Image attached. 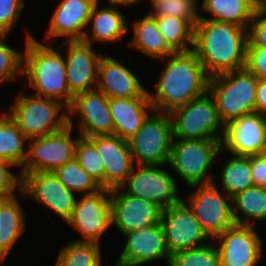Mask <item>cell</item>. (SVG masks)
<instances>
[{"instance_id":"obj_26","label":"cell","mask_w":266,"mask_h":266,"mask_svg":"<svg viewBox=\"0 0 266 266\" xmlns=\"http://www.w3.org/2000/svg\"><path fill=\"white\" fill-rule=\"evenodd\" d=\"M18 195L0 200V262L4 263L13 246L16 245L26 229V218Z\"/></svg>"},{"instance_id":"obj_14","label":"cell","mask_w":266,"mask_h":266,"mask_svg":"<svg viewBox=\"0 0 266 266\" xmlns=\"http://www.w3.org/2000/svg\"><path fill=\"white\" fill-rule=\"evenodd\" d=\"M67 110L68 125L74 128L73 118H75L78 135L91 138L98 135L114 134L109 98L101 91L94 89L75 95Z\"/></svg>"},{"instance_id":"obj_5","label":"cell","mask_w":266,"mask_h":266,"mask_svg":"<svg viewBox=\"0 0 266 266\" xmlns=\"http://www.w3.org/2000/svg\"><path fill=\"white\" fill-rule=\"evenodd\" d=\"M257 82L258 79L246 68L210 77L208 91L224 125L255 112Z\"/></svg>"},{"instance_id":"obj_3","label":"cell","mask_w":266,"mask_h":266,"mask_svg":"<svg viewBox=\"0 0 266 266\" xmlns=\"http://www.w3.org/2000/svg\"><path fill=\"white\" fill-rule=\"evenodd\" d=\"M23 50V76L32 94L60 101L67 108L73 96L69 92L63 47L39 41L26 32ZM63 52V53H62Z\"/></svg>"},{"instance_id":"obj_17","label":"cell","mask_w":266,"mask_h":266,"mask_svg":"<svg viewBox=\"0 0 266 266\" xmlns=\"http://www.w3.org/2000/svg\"><path fill=\"white\" fill-rule=\"evenodd\" d=\"M122 236L126 239L123 251L114 266H141L159 260L170 262L164 231L161 223L130 231Z\"/></svg>"},{"instance_id":"obj_44","label":"cell","mask_w":266,"mask_h":266,"mask_svg":"<svg viewBox=\"0 0 266 266\" xmlns=\"http://www.w3.org/2000/svg\"><path fill=\"white\" fill-rule=\"evenodd\" d=\"M255 112L266 115V79L257 82Z\"/></svg>"},{"instance_id":"obj_8","label":"cell","mask_w":266,"mask_h":266,"mask_svg":"<svg viewBox=\"0 0 266 266\" xmlns=\"http://www.w3.org/2000/svg\"><path fill=\"white\" fill-rule=\"evenodd\" d=\"M172 141L169 113L156 111L127 140L134 165H168Z\"/></svg>"},{"instance_id":"obj_2","label":"cell","mask_w":266,"mask_h":266,"mask_svg":"<svg viewBox=\"0 0 266 266\" xmlns=\"http://www.w3.org/2000/svg\"><path fill=\"white\" fill-rule=\"evenodd\" d=\"M165 62L149 99L156 112L169 113L208 91L210 77L193 50L174 52L160 59Z\"/></svg>"},{"instance_id":"obj_46","label":"cell","mask_w":266,"mask_h":266,"mask_svg":"<svg viewBox=\"0 0 266 266\" xmlns=\"http://www.w3.org/2000/svg\"><path fill=\"white\" fill-rule=\"evenodd\" d=\"M9 117V111H0V124L7 118Z\"/></svg>"},{"instance_id":"obj_37","label":"cell","mask_w":266,"mask_h":266,"mask_svg":"<svg viewBox=\"0 0 266 266\" xmlns=\"http://www.w3.org/2000/svg\"><path fill=\"white\" fill-rule=\"evenodd\" d=\"M198 0H161L150 3L152 17L174 16L189 21L194 27L200 20Z\"/></svg>"},{"instance_id":"obj_35","label":"cell","mask_w":266,"mask_h":266,"mask_svg":"<svg viewBox=\"0 0 266 266\" xmlns=\"http://www.w3.org/2000/svg\"><path fill=\"white\" fill-rule=\"evenodd\" d=\"M168 266H221L218 247L211 241L204 246L177 251L171 254Z\"/></svg>"},{"instance_id":"obj_22","label":"cell","mask_w":266,"mask_h":266,"mask_svg":"<svg viewBox=\"0 0 266 266\" xmlns=\"http://www.w3.org/2000/svg\"><path fill=\"white\" fill-rule=\"evenodd\" d=\"M127 65L103 55L98 64L96 89L108 98L149 97L148 89Z\"/></svg>"},{"instance_id":"obj_42","label":"cell","mask_w":266,"mask_h":266,"mask_svg":"<svg viewBox=\"0 0 266 266\" xmlns=\"http://www.w3.org/2000/svg\"><path fill=\"white\" fill-rule=\"evenodd\" d=\"M245 68L258 79H266V48L247 47Z\"/></svg>"},{"instance_id":"obj_15","label":"cell","mask_w":266,"mask_h":266,"mask_svg":"<svg viewBox=\"0 0 266 266\" xmlns=\"http://www.w3.org/2000/svg\"><path fill=\"white\" fill-rule=\"evenodd\" d=\"M160 223L170 255L177 251L204 246L213 241L183 200L162 210Z\"/></svg>"},{"instance_id":"obj_18","label":"cell","mask_w":266,"mask_h":266,"mask_svg":"<svg viewBox=\"0 0 266 266\" xmlns=\"http://www.w3.org/2000/svg\"><path fill=\"white\" fill-rule=\"evenodd\" d=\"M222 152L236 156H254L266 151V115H243L225 125Z\"/></svg>"},{"instance_id":"obj_33","label":"cell","mask_w":266,"mask_h":266,"mask_svg":"<svg viewBox=\"0 0 266 266\" xmlns=\"http://www.w3.org/2000/svg\"><path fill=\"white\" fill-rule=\"evenodd\" d=\"M54 266H103L101 246L73 240L61 247Z\"/></svg>"},{"instance_id":"obj_4","label":"cell","mask_w":266,"mask_h":266,"mask_svg":"<svg viewBox=\"0 0 266 266\" xmlns=\"http://www.w3.org/2000/svg\"><path fill=\"white\" fill-rule=\"evenodd\" d=\"M26 93H18L8 111L28 140L60 131L68 125V110L60 101Z\"/></svg>"},{"instance_id":"obj_40","label":"cell","mask_w":266,"mask_h":266,"mask_svg":"<svg viewBox=\"0 0 266 266\" xmlns=\"http://www.w3.org/2000/svg\"><path fill=\"white\" fill-rule=\"evenodd\" d=\"M12 167H15L13 163L0 159V200L15 197L21 192L22 177L20 172L11 171Z\"/></svg>"},{"instance_id":"obj_47","label":"cell","mask_w":266,"mask_h":266,"mask_svg":"<svg viewBox=\"0 0 266 266\" xmlns=\"http://www.w3.org/2000/svg\"><path fill=\"white\" fill-rule=\"evenodd\" d=\"M259 5H263L265 2H266V0H255Z\"/></svg>"},{"instance_id":"obj_10","label":"cell","mask_w":266,"mask_h":266,"mask_svg":"<svg viewBox=\"0 0 266 266\" xmlns=\"http://www.w3.org/2000/svg\"><path fill=\"white\" fill-rule=\"evenodd\" d=\"M165 167L168 165H134L119 188L125 194L156 204L161 210L175 205L182 201V196L175 176Z\"/></svg>"},{"instance_id":"obj_32","label":"cell","mask_w":266,"mask_h":266,"mask_svg":"<svg viewBox=\"0 0 266 266\" xmlns=\"http://www.w3.org/2000/svg\"><path fill=\"white\" fill-rule=\"evenodd\" d=\"M27 143L28 139L10 117L0 124V159L20 169L26 160Z\"/></svg>"},{"instance_id":"obj_45","label":"cell","mask_w":266,"mask_h":266,"mask_svg":"<svg viewBox=\"0 0 266 266\" xmlns=\"http://www.w3.org/2000/svg\"><path fill=\"white\" fill-rule=\"evenodd\" d=\"M108 3L114 4L116 6H122L124 8H128L129 6L138 5L141 1L144 0H106Z\"/></svg>"},{"instance_id":"obj_12","label":"cell","mask_w":266,"mask_h":266,"mask_svg":"<svg viewBox=\"0 0 266 266\" xmlns=\"http://www.w3.org/2000/svg\"><path fill=\"white\" fill-rule=\"evenodd\" d=\"M59 181L54 172H29L22 176V198H30L66 222L72 217L78 196Z\"/></svg>"},{"instance_id":"obj_11","label":"cell","mask_w":266,"mask_h":266,"mask_svg":"<svg viewBox=\"0 0 266 266\" xmlns=\"http://www.w3.org/2000/svg\"><path fill=\"white\" fill-rule=\"evenodd\" d=\"M73 127L28 140L27 156L20 170L21 177L29 172H54L75 158V147L80 137H72Z\"/></svg>"},{"instance_id":"obj_23","label":"cell","mask_w":266,"mask_h":266,"mask_svg":"<svg viewBox=\"0 0 266 266\" xmlns=\"http://www.w3.org/2000/svg\"><path fill=\"white\" fill-rule=\"evenodd\" d=\"M89 139L95 144L105 165V189L119 188L134 167L127 140L115 134L98 135Z\"/></svg>"},{"instance_id":"obj_21","label":"cell","mask_w":266,"mask_h":266,"mask_svg":"<svg viewBox=\"0 0 266 266\" xmlns=\"http://www.w3.org/2000/svg\"><path fill=\"white\" fill-rule=\"evenodd\" d=\"M97 1L61 0L50 16L44 43L54 44L58 37L65 38V41L83 40L92 8Z\"/></svg>"},{"instance_id":"obj_25","label":"cell","mask_w":266,"mask_h":266,"mask_svg":"<svg viewBox=\"0 0 266 266\" xmlns=\"http://www.w3.org/2000/svg\"><path fill=\"white\" fill-rule=\"evenodd\" d=\"M114 134L128 140L155 111L149 97L109 98Z\"/></svg>"},{"instance_id":"obj_20","label":"cell","mask_w":266,"mask_h":266,"mask_svg":"<svg viewBox=\"0 0 266 266\" xmlns=\"http://www.w3.org/2000/svg\"><path fill=\"white\" fill-rule=\"evenodd\" d=\"M162 210L143 198L125 194L120 188L111 190V219L120 234L160 223Z\"/></svg>"},{"instance_id":"obj_31","label":"cell","mask_w":266,"mask_h":266,"mask_svg":"<svg viewBox=\"0 0 266 266\" xmlns=\"http://www.w3.org/2000/svg\"><path fill=\"white\" fill-rule=\"evenodd\" d=\"M154 18L165 42L174 52L193 50L194 26L189 21L174 16Z\"/></svg>"},{"instance_id":"obj_36","label":"cell","mask_w":266,"mask_h":266,"mask_svg":"<svg viewBox=\"0 0 266 266\" xmlns=\"http://www.w3.org/2000/svg\"><path fill=\"white\" fill-rule=\"evenodd\" d=\"M75 158L79 165L105 189V165L95 144L80 136L75 147Z\"/></svg>"},{"instance_id":"obj_34","label":"cell","mask_w":266,"mask_h":266,"mask_svg":"<svg viewBox=\"0 0 266 266\" xmlns=\"http://www.w3.org/2000/svg\"><path fill=\"white\" fill-rule=\"evenodd\" d=\"M54 174L61 183L76 195L78 193V195H90L103 189L96 179L79 165L76 158L57 168Z\"/></svg>"},{"instance_id":"obj_16","label":"cell","mask_w":266,"mask_h":266,"mask_svg":"<svg viewBox=\"0 0 266 266\" xmlns=\"http://www.w3.org/2000/svg\"><path fill=\"white\" fill-rule=\"evenodd\" d=\"M221 266H257L263 255V241L255 225L234 224L214 240Z\"/></svg>"},{"instance_id":"obj_39","label":"cell","mask_w":266,"mask_h":266,"mask_svg":"<svg viewBox=\"0 0 266 266\" xmlns=\"http://www.w3.org/2000/svg\"><path fill=\"white\" fill-rule=\"evenodd\" d=\"M25 0H0V35H10L19 23Z\"/></svg>"},{"instance_id":"obj_29","label":"cell","mask_w":266,"mask_h":266,"mask_svg":"<svg viewBox=\"0 0 266 266\" xmlns=\"http://www.w3.org/2000/svg\"><path fill=\"white\" fill-rule=\"evenodd\" d=\"M232 206L235 224L256 226L257 222H265L266 188L260 186L246 188L232 197Z\"/></svg>"},{"instance_id":"obj_9","label":"cell","mask_w":266,"mask_h":266,"mask_svg":"<svg viewBox=\"0 0 266 266\" xmlns=\"http://www.w3.org/2000/svg\"><path fill=\"white\" fill-rule=\"evenodd\" d=\"M218 187L215 180L193 185L189 196L182 199L212 240L235 224L232 198Z\"/></svg>"},{"instance_id":"obj_43","label":"cell","mask_w":266,"mask_h":266,"mask_svg":"<svg viewBox=\"0 0 266 266\" xmlns=\"http://www.w3.org/2000/svg\"><path fill=\"white\" fill-rule=\"evenodd\" d=\"M250 168L254 186L266 188V153L250 156Z\"/></svg>"},{"instance_id":"obj_48","label":"cell","mask_w":266,"mask_h":266,"mask_svg":"<svg viewBox=\"0 0 266 266\" xmlns=\"http://www.w3.org/2000/svg\"><path fill=\"white\" fill-rule=\"evenodd\" d=\"M158 1H161V0H150L149 3H155V2H158Z\"/></svg>"},{"instance_id":"obj_41","label":"cell","mask_w":266,"mask_h":266,"mask_svg":"<svg viewBox=\"0 0 266 266\" xmlns=\"http://www.w3.org/2000/svg\"><path fill=\"white\" fill-rule=\"evenodd\" d=\"M247 47L266 48V7L259 5L248 26Z\"/></svg>"},{"instance_id":"obj_19","label":"cell","mask_w":266,"mask_h":266,"mask_svg":"<svg viewBox=\"0 0 266 266\" xmlns=\"http://www.w3.org/2000/svg\"><path fill=\"white\" fill-rule=\"evenodd\" d=\"M61 45L59 44V47L66 48V51H63L66 53L64 56L70 94L74 97L96 89L98 64L102 53H97L93 49L94 45L83 40L63 41Z\"/></svg>"},{"instance_id":"obj_13","label":"cell","mask_w":266,"mask_h":266,"mask_svg":"<svg viewBox=\"0 0 266 266\" xmlns=\"http://www.w3.org/2000/svg\"><path fill=\"white\" fill-rule=\"evenodd\" d=\"M67 224L82 237L75 241L100 244L102 235L112 228L111 190L102 189L90 195H78L73 215Z\"/></svg>"},{"instance_id":"obj_24","label":"cell","mask_w":266,"mask_h":266,"mask_svg":"<svg viewBox=\"0 0 266 266\" xmlns=\"http://www.w3.org/2000/svg\"><path fill=\"white\" fill-rule=\"evenodd\" d=\"M99 2L101 1L98 0L92 8L88 23L90 28L87 27L83 41L91 45L94 42L101 45L119 43L129 33L131 24L121 12V7L111 3L100 7Z\"/></svg>"},{"instance_id":"obj_38","label":"cell","mask_w":266,"mask_h":266,"mask_svg":"<svg viewBox=\"0 0 266 266\" xmlns=\"http://www.w3.org/2000/svg\"><path fill=\"white\" fill-rule=\"evenodd\" d=\"M9 35H0V86L17 81L23 76V50L8 44Z\"/></svg>"},{"instance_id":"obj_6","label":"cell","mask_w":266,"mask_h":266,"mask_svg":"<svg viewBox=\"0 0 266 266\" xmlns=\"http://www.w3.org/2000/svg\"><path fill=\"white\" fill-rule=\"evenodd\" d=\"M221 141L173 139L168 167L188 187L214 182L211 169L222 154Z\"/></svg>"},{"instance_id":"obj_1","label":"cell","mask_w":266,"mask_h":266,"mask_svg":"<svg viewBox=\"0 0 266 266\" xmlns=\"http://www.w3.org/2000/svg\"><path fill=\"white\" fill-rule=\"evenodd\" d=\"M248 28L230 21L200 19L194 27L193 51L209 77L246 65Z\"/></svg>"},{"instance_id":"obj_28","label":"cell","mask_w":266,"mask_h":266,"mask_svg":"<svg viewBox=\"0 0 266 266\" xmlns=\"http://www.w3.org/2000/svg\"><path fill=\"white\" fill-rule=\"evenodd\" d=\"M200 19L214 21H230L234 24L248 28L254 13L259 6L255 0H202Z\"/></svg>"},{"instance_id":"obj_30","label":"cell","mask_w":266,"mask_h":266,"mask_svg":"<svg viewBox=\"0 0 266 266\" xmlns=\"http://www.w3.org/2000/svg\"><path fill=\"white\" fill-rule=\"evenodd\" d=\"M229 155L220 169L221 185L219 188L232 198L246 188L254 186V182L250 168V156Z\"/></svg>"},{"instance_id":"obj_7","label":"cell","mask_w":266,"mask_h":266,"mask_svg":"<svg viewBox=\"0 0 266 266\" xmlns=\"http://www.w3.org/2000/svg\"><path fill=\"white\" fill-rule=\"evenodd\" d=\"M169 115L173 139H223L225 125L209 91L171 110Z\"/></svg>"},{"instance_id":"obj_27","label":"cell","mask_w":266,"mask_h":266,"mask_svg":"<svg viewBox=\"0 0 266 266\" xmlns=\"http://www.w3.org/2000/svg\"><path fill=\"white\" fill-rule=\"evenodd\" d=\"M132 22V29L129 27V33L132 30L133 34L128 43L129 47L137 49L152 60H160L174 53L161 35L155 18L149 13Z\"/></svg>"}]
</instances>
